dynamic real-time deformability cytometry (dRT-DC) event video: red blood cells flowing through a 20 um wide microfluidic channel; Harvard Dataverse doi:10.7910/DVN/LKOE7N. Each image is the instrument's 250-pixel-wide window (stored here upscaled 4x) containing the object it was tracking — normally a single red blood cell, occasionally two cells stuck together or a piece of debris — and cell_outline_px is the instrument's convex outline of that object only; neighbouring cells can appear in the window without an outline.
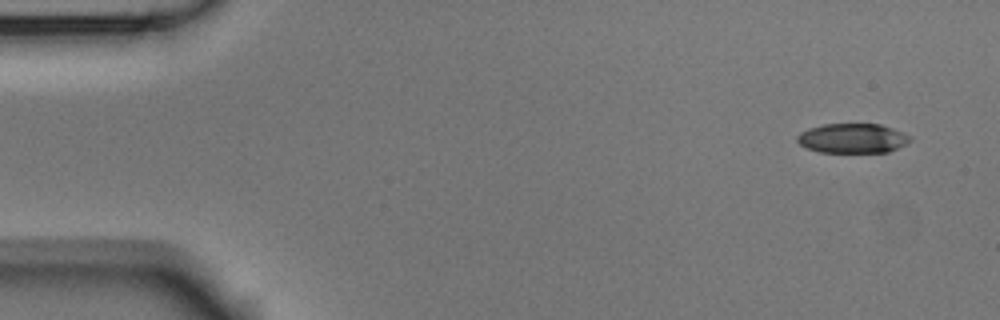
{"species": "Egyptian fruit bat (a non-hibernating species)", "species_latin": "Rousettus aegyptiacus", "temperature_condition": "room temperature", "stored_images_in_passage": 5, "camera_frame_rate_fps": 3000, "um_per_image_px": 0.085, "animal": {"sex": "male"}, "frame": {"image": 1, "passage_image": 1, "time_ms": 0.0, "image_size_px": [1000, 320], "cell_outline_px": [[912, 140], [888, 152], [820, 152], [808, 148], [800, 144], [796, 140], [796, 136], [800, 132], [808, 128], [824, 124], [880, 124], [892, 128], [912, 136]], "centroid_in_image_um": [72.45, 11.75], "position_along_channel_um": 12.5, "area_um2": 19.42}}
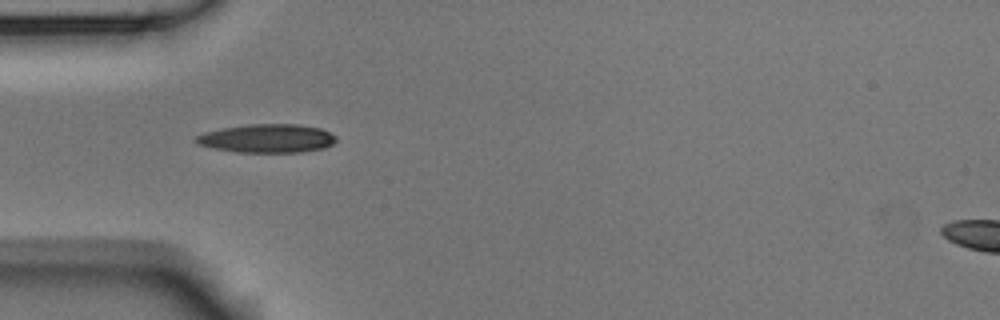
{"frame": {"image": 2, "passage_image": 4, "time_ms": 1.0, "image_size_px": [1000, 320], "cell_outline_px": [[336, 140], [332, 144], [324, 148], [300, 152], [236, 152], [196, 144], [192, 140], [196, 136], [204, 132], [220, 128], [248, 124], [300, 124], [320, 128], [336, 136]], "centroid_in_image_um": [22.67, 11.75], "position_along_channel_um": 62.3, "area_um2": 23.41}}
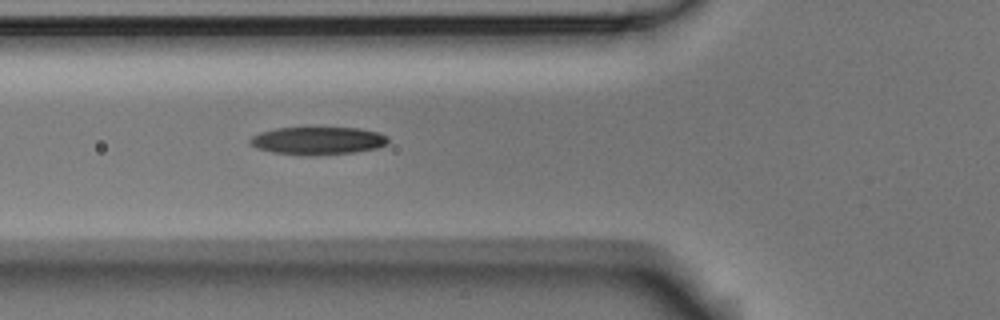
{"frame": {"image": 3, "passage_image": 5, "time_ms": 1.333, "image_size_px": [1000, 320], "cell_outline_px": [[388, 140], [384, 144], [376, 148], [356, 152], [312, 156], [304, 156], [272, 152], [256, 148], [248, 140], [252, 136], [260, 132], [276, 128], [360, 128], [376, 132], [388, 136]], "centroid_in_image_um": [26.98, 11.97], "position_along_channel_um": 98.8, "area_um2": 22.37}}